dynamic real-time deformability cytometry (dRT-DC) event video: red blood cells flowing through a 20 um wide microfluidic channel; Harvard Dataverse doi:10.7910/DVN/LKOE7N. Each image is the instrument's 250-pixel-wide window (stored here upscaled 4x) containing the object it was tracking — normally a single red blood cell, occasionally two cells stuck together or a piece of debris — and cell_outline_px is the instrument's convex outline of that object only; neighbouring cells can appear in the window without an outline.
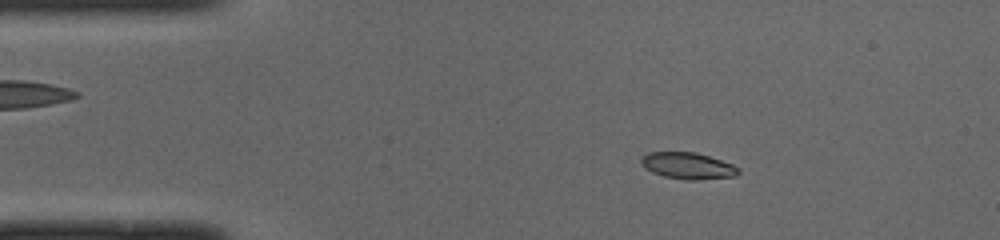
{"species": "common noctule bat (a hibernating species)", "species_latin": "Nyctalus noctula", "temperature_condition": "cold", "stored_images_in_passage": 49, "camera_frame_rate_fps": 3000, "um_per_image_px": 0.085, "animal": {"sex": "male", "body_mass_g": 19.0, "forearm_length_mm": 50.8}, "frame": {"image": 1, "passage_image": 7, "time_ms": 2.0, "image_size_px": [1000, 240], "cell_outline_px": [[740, 172], [736, 176], [696, 180], [684, 180], [664, 176], [652, 172], [644, 168], [640, 164], [640, 156], [648, 152], [696, 152], [732, 164], [740, 168]], "centroid_in_image_um": [58.43, 14.09], "position_along_channel_um": 26.6, "area_um2": 15.2}}
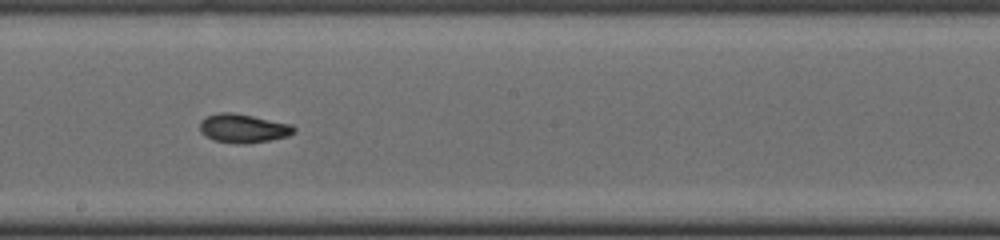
{"frame": {"image": 2, "passage_image": 26, "time_ms": 8.333, "image_size_px": [1000, 240], "cell_outline_px": [[296, 132], [288, 136], [248, 144], [240, 144], [212, 140], [204, 136], [200, 132], [200, 120], [216, 112], [232, 112], [292, 124], [296, 128]], "centroid_in_image_um": [20.66, 10.91], "position_along_channel_um": 227.5, "area_um2": 15.95}}
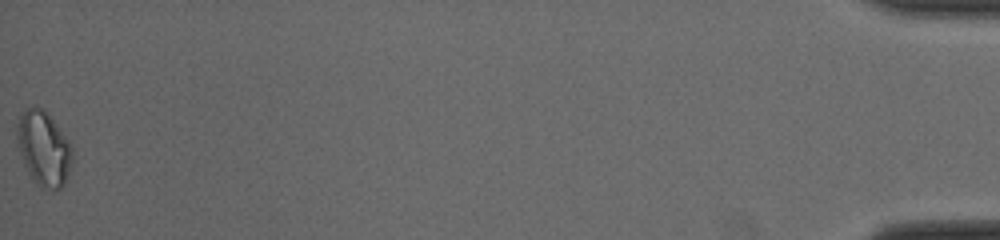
{"frame": {"image": 3, "passage_image": 49, "time_ms": 16.0, "image_size_px": [1000, 240], "cell_outline_px": [[72, 160], [64, 184], [60, 188], [40, 188], [36, 184], [28, 172], [24, 164], [20, 152], [16, 136], [16, 124], [20, 112], [24, 108], [32, 104], [44, 108], [68, 140], [72, 148]], "centroid_in_image_um": [3.67, 12.55], "position_along_channel_um": 431.5, "area_um2": 24.16}, "authors_computed_cell_mechanics": {"area_um2": 15.3748, "velocity_mm_per_s": 4.0019, "shape_relaxation_time_tau1_ms": null, "shape_relaxation_time_tau2_ms": 3.4693, "deformation_change_tau1": null, "deformation_change_tau2": 0.0537}}